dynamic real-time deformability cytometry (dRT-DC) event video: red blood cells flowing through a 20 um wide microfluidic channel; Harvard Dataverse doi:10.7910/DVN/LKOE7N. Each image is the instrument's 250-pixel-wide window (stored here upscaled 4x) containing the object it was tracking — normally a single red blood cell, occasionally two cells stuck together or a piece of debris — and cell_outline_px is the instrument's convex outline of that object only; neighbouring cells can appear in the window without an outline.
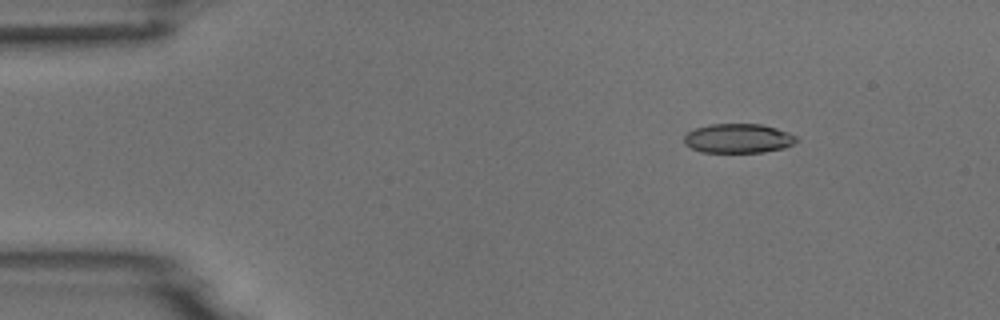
{"species": "common noctule bat (a hibernating species)", "species_latin": "Nyctalus noctula", "temperature_condition": "room temperature", "stored_images_in_passage": 5, "camera_frame_rate_fps": 3000, "um_per_image_px": 0.085, "animal": {"sex": "male", "body_mass_g": 18.8}, "frame": {"image": 1, "passage_image": 2, "time_ms": 1.333, "image_size_px": [1000, 320], "cell_outline_px": [[796, 140], [792, 144], [784, 148], [764, 152], [700, 152], [684, 144], [684, 136], [688, 132], [696, 128], [712, 124], [760, 124], [776, 128], [788, 132], [796, 136]], "centroid_in_image_um": [62.73, 11.76], "position_along_channel_um": 22.3, "area_um2": 19.07}}
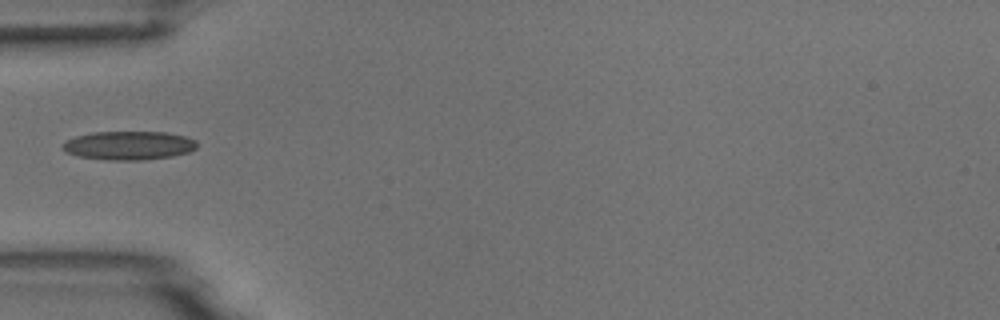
{"frame": {"image": 2, "passage_image": 5, "time_ms": 4.667, "image_size_px": [1000, 320], "cell_outline_px": [[196, 148], [188, 152], [172, 156], [140, 160], [108, 160], [80, 156], [64, 152], [60, 148], [60, 144], [64, 140], [76, 136], [92, 132], [168, 132], [184, 136], [196, 140]], "centroid_in_image_um": [10.88, 12.36], "position_along_channel_um": 74.1, "area_um2": 22.6}}